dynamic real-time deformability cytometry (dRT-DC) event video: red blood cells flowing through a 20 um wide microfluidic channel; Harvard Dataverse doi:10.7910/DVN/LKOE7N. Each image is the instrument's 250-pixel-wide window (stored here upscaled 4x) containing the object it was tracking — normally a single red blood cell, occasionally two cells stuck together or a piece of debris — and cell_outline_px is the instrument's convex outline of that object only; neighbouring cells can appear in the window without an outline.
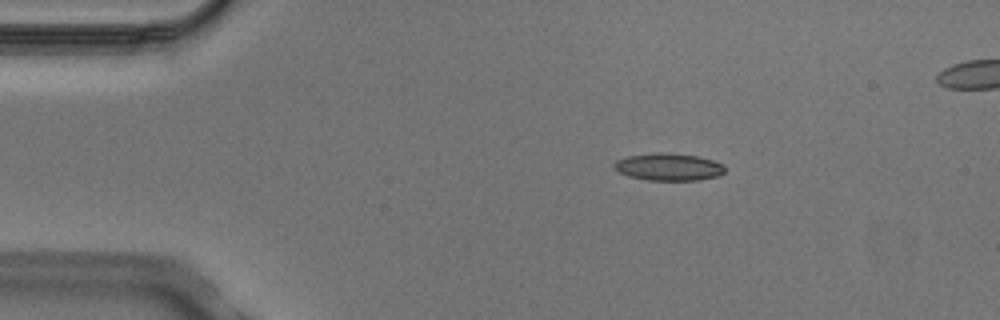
{"species": "Egyptian fruit bat (a non-hibernating species)", "species_latin": "Rousettus aegyptiacus", "temperature_condition": "cold", "stored_images_in_passage": 3, "camera_frame_rate_fps": 3000, "um_per_image_px": 0.085, "animal": {"sex": "male"}, "frame": {"image": 1, "passage_image": 1, "time_ms": 0.0, "image_size_px": [1000, 320], "cell_outline_px": [[724, 172], [720, 176], [700, 180], [648, 180], [628, 176], [620, 172], [612, 164], [616, 160], [628, 156], [652, 152], [668, 152], [696, 156], [712, 160], [724, 164]], "centroid_in_image_um": [56.84, 14.18], "position_along_channel_um": 28.2, "area_um2": 17.74}}